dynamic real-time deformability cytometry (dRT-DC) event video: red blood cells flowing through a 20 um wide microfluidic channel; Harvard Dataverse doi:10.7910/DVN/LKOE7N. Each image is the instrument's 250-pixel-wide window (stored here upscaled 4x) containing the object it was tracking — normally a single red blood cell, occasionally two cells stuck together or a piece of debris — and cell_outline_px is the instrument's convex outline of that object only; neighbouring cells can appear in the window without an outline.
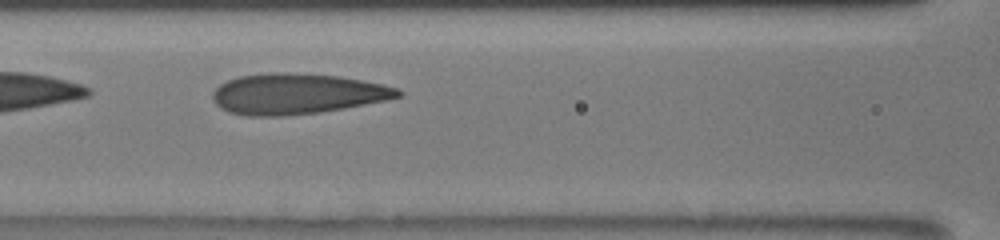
{"species": "human", "species_latin": "Homo sapiens", "temperature_condition": "room temperature", "stored_images_in_passage": 7, "camera_frame_rate_fps": 3000, "um_per_image_px": 0.085, "donor": {"sex": "male"}, "frame": {"image": 1, "passage_image": 5, "time_ms": 2.667, "image_size_px": [1000, 240], "cell_outline_px": [[404, 96], [388, 100], [344, 108], [320, 112], [280, 116], [248, 116], [228, 112], [220, 108], [212, 100], [212, 92], [220, 84], [228, 80], [240, 76], [272, 72], [288, 72], [336, 76], [360, 80], [380, 84], [396, 88], [404, 92]], "centroid_in_image_um": [25.22, 7.98], "position_along_channel_um": 141.4, "area_um2": 43.87}}